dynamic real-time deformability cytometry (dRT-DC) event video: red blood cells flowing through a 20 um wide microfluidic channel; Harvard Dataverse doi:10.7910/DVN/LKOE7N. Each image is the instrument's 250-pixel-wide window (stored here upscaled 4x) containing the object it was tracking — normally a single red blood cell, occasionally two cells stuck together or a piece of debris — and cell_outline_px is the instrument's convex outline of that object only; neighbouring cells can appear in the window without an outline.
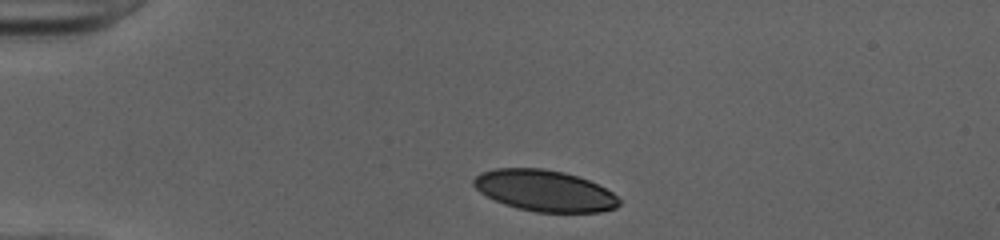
{"species": "human", "species_latin": "Homo sapiens", "temperature_condition": "cold", "stored_images_in_passage": 33, "camera_frame_rate_fps": 3000, "um_per_image_px": 0.085, "donor": {"sex": "female"}, "frame": {"image": 1, "passage_image": 1, "time_ms": 0.0, "image_size_px": [1000, 240], "cell_outline_px": [[620, 204], [616, 208], [600, 212], [536, 212], [516, 208], [504, 204], [480, 192], [472, 184], [472, 180], [480, 172], [496, 168], [544, 168], [564, 172], [588, 180], [612, 192], [620, 200]], "centroid_in_image_um": [46.27, 16.21], "position_along_channel_um": 38.7, "area_um2": 34.91}}
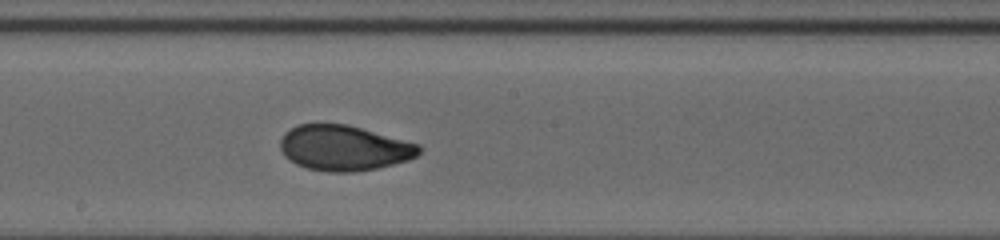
{"frame": {"image": 2, "passage_image": 18, "time_ms": 5.667, "image_size_px": [1000, 240], "cell_outline_px": [[420, 152], [416, 156], [408, 160], [376, 168], [356, 172], [328, 172], [308, 168], [296, 164], [284, 156], [280, 148], [280, 140], [284, 132], [296, 124], [348, 124], [420, 144]], "centroid_in_image_um": [29.22, 12.57], "position_along_channel_um": 219.0, "area_um2": 36.76}}
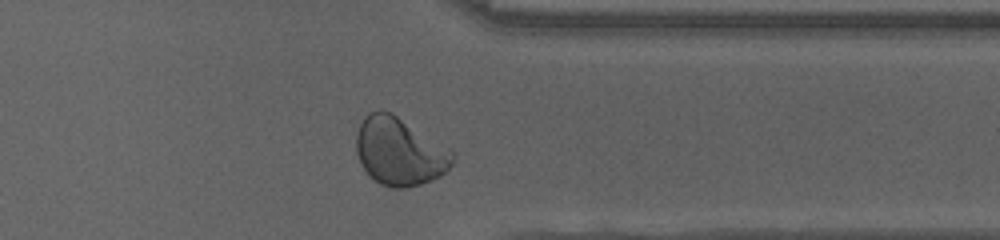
{"frame": {"image": 3, "passage_image": 30, "time_ms": 9.667, "image_size_px": [1000, 240], "cell_outline_px": [[456, 156], [452, 164], [440, 176], [420, 184], [408, 188], [392, 188], [380, 184], [368, 176], [360, 164], [356, 152], [356, 132], [364, 116], [368, 112], [392, 112], [452, 148]], "centroid_in_image_um": [33.97, 12.88], "position_along_channel_um": 377.4, "area_um2": 38.73}, "authors_computed_cell_mechanics": {"area_um2": 36.8764, "velocity_mm_per_s": 4.0171, "shape_relaxation_time_tau1_ms": 4.4655, "shape_relaxation_time_tau2_ms": 0.7792, "deformation_change_tau1": 0.1754, "deformation_change_tau2": 0.0476}}